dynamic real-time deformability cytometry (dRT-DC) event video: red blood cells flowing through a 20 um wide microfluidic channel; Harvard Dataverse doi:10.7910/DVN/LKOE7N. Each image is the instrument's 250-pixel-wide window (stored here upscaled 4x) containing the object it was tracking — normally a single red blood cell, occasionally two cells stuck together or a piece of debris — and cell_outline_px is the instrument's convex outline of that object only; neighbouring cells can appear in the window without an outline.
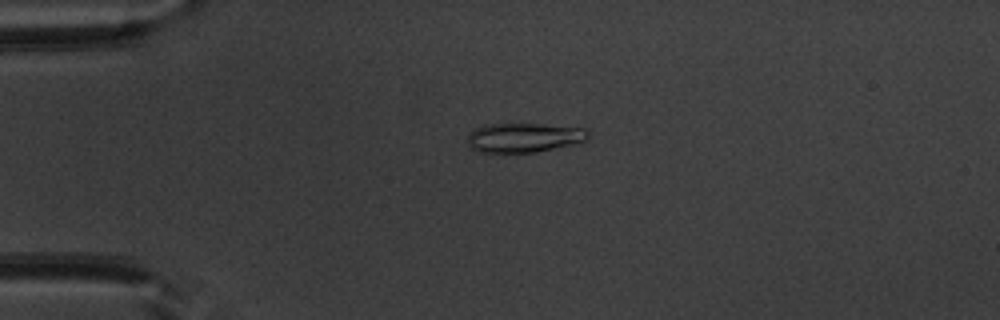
{"species": "common noctule bat (a hibernating species)", "species_latin": "Nyctalus noctula", "temperature_condition": "warm", "stored_images_in_passage": 52, "camera_frame_rate_fps": 3000, "um_per_image_px": 0.085, "animal": {"sex": "male", "body_mass_g": 20.1, "forearm_length_mm": 53.5}, "frame": {"image": 1, "passage_image": 13, "time_ms": 4.0, "image_size_px": [1000, 320], "cell_outline_px": [[588, 136], [580, 144], [536, 152], [476, 152], [468, 144], [468, 136], [472, 128], [488, 124], [544, 124], [588, 128]], "centroid_in_image_um": [44.57, 11.69], "position_along_channel_um": 40.4, "area_um2": 20.98}}
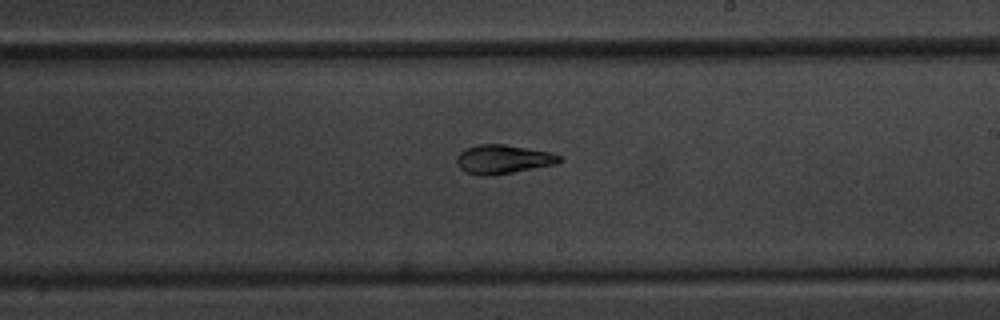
{"frame": {"image": 2, "passage_image": 31, "time_ms": 10.0, "image_size_px": [1000, 320], "cell_outline_px": [[560, 160], [556, 164], [512, 172], [488, 176], [480, 176], [464, 172], [456, 164], [456, 156], [464, 148], [476, 144], [504, 144], [548, 152], [560, 156]], "centroid_in_image_um": [42.66, 13.54], "position_along_channel_um": 246.3, "area_um2": 17.28}}
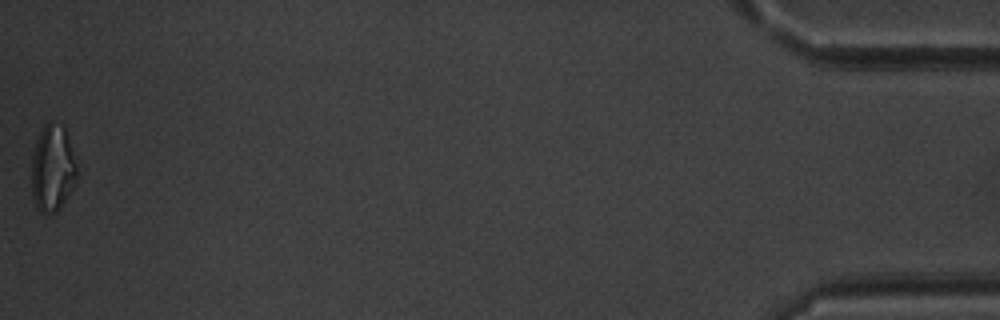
{"frame": {"image": 3, "passage_image": 52, "time_ms": 17.0, "image_size_px": [1000, 320], "cell_outline_px": [[76, 184], [60, 208], [56, 212], [44, 216], [36, 208], [32, 196], [32, 156], [36, 140], [44, 124], [48, 120], [64, 124], [76, 164]], "centroid_in_image_um": [4.46, 14.32], "position_along_channel_um": 430.7, "area_um2": 23.35}, "authors_computed_cell_mechanics": {"area_um2": 18.3226, "velocity_mm_per_s": 3.9429, "shape_relaxation_time_tau1_ms": null, "shape_relaxation_time_tau2_ms": 2.794, "deformation_change_tau1": null, "deformation_change_tau2": 0.0742}}